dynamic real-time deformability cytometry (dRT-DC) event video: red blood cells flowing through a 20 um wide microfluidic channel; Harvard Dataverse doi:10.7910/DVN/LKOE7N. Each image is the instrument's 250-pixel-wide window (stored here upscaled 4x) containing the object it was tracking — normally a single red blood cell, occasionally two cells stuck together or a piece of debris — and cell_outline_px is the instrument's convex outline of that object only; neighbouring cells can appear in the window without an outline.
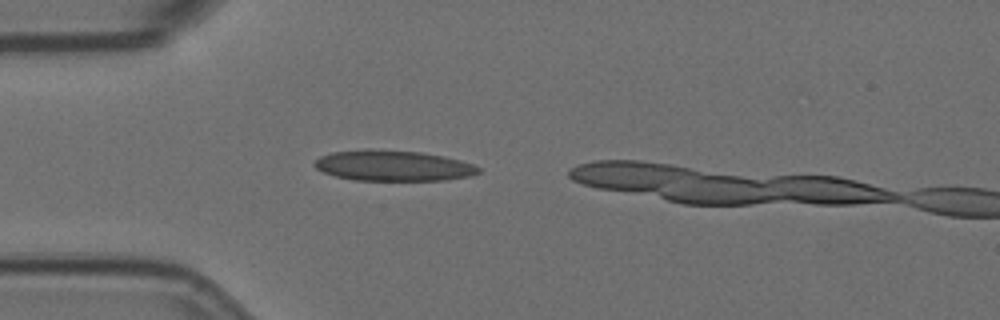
{"species": "Egyptian fruit bat (a non-hibernating species)", "species_latin": "Rousettus aegyptiacus", "temperature_condition": "room temperature", "stored_images_in_passage": 2, "camera_frame_rate_fps": 3000, "um_per_image_px": 0.085, "animal": {"sex": "female"}, "frame": {"image": 1, "passage_image": 1, "time_ms": 0.0, "image_size_px": [1000, 320], "cell_outline_px": [[480, 172], [468, 176], [444, 180], [352, 180], [336, 176], [324, 172], [316, 168], [312, 164], [312, 160], [320, 156], [332, 152], [364, 148], [372, 148], [420, 152], [444, 156], [460, 160], [472, 164], [480, 168]], "centroid_in_image_um": [33.35, 14.06], "position_along_channel_um": 51.7, "area_um2": 29.54}}